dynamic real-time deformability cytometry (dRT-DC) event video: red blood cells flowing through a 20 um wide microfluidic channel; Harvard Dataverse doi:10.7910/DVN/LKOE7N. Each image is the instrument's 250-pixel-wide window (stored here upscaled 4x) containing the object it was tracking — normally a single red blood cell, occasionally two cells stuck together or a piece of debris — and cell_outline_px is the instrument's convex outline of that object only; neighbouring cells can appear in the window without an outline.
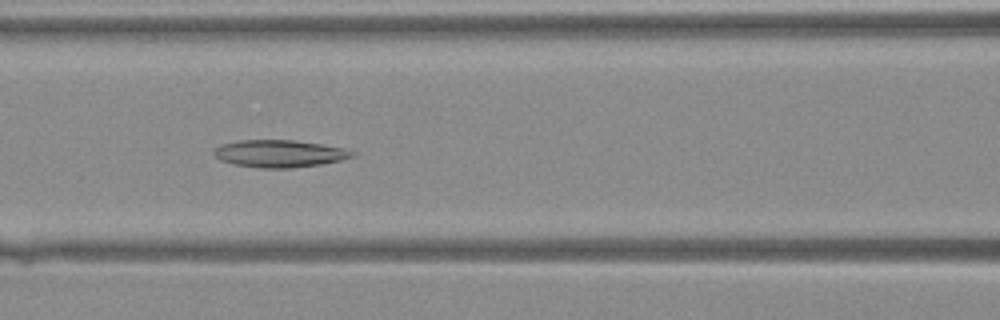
{"species": "Egyptian fruit bat (a non-hibernating species)", "species_latin": "Rousettus aegyptiacus", "temperature_condition": "warm", "stored_images_in_passage": 43, "camera_frame_rate_fps": 3000, "um_per_image_px": 0.085, "animal": {"sex": "female"}, "frame": {"image": 1, "passage_image": 20, "time_ms": 6.333, "image_size_px": [1000, 320], "cell_outline_px": [[356, 156], [340, 160], [320, 164], [288, 168], [260, 168], [232, 164], [220, 160], [212, 152], [220, 144], [240, 140], [292, 140], [320, 144], [340, 148], [356, 152]], "centroid_in_image_um": [23.71, 13.06], "position_along_channel_um": 142.9, "area_um2": 21.85}}
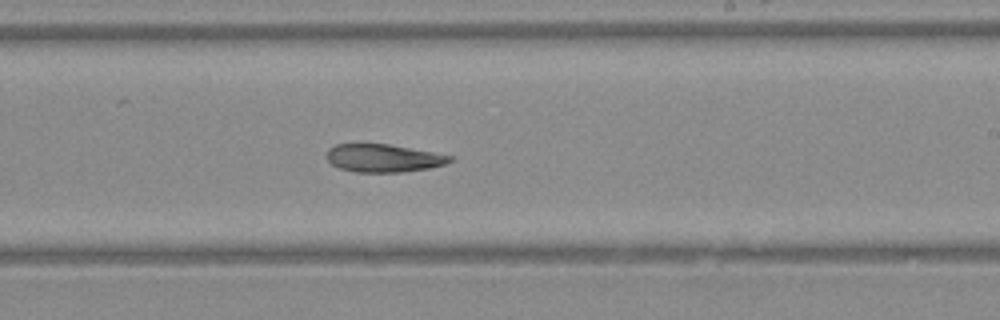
{"frame": {"image": 2, "passage_image": 27, "time_ms": 8.667, "image_size_px": [1000, 320], "cell_outline_px": [[452, 160], [444, 164], [428, 168], [404, 172], [356, 172], [340, 168], [332, 164], [328, 160], [328, 148], [336, 144], [388, 144], [432, 152], [452, 156]], "centroid_in_image_um": [32.57, 13.44], "position_along_channel_um": 256.4, "area_um2": 19.77}}
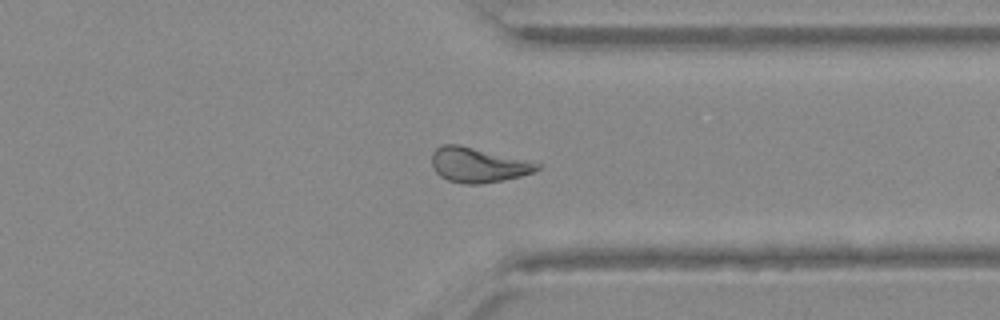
{"frame": {"image": 3, "passage_image": 34, "time_ms": 11.0, "image_size_px": [1000, 320], "cell_outline_px": [[540, 168], [532, 172], [520, 176], [504, 180], [480, 184], [464, 184], [448, 180], [440, 176], [436, 172], [432, 164], [432, 152], [436, 148], [444, 144], [460, 144], [540, 164]], "centroid_in_image_um": [40.58, 14.02], "position_along_channel_um": 370.8, "area_um2": 21.1}}